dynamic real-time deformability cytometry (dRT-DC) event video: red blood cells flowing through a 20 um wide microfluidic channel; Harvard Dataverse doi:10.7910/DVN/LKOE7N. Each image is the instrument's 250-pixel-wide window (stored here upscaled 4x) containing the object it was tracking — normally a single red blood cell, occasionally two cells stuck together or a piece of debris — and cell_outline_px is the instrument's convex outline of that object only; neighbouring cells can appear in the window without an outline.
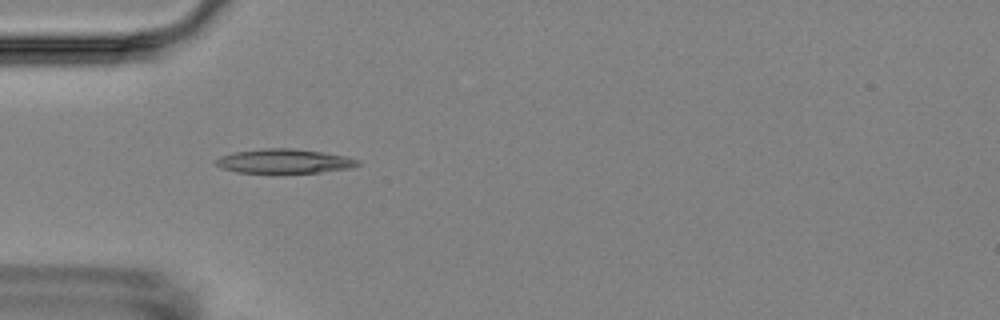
{"species": "Egyptian fruit bat (a non-hibernating species)", "species_latin": "Rousettus aegyptiacus", "temperature_condition": "room temperature", "stored_images_in_passage": 5, "camera_frame_rate_fps": 3000, "um_per_image_px": 0.085, "animal": {"sex": "female"}, "frame": {"image": 1, "passage_image": 4, "time_ms": 3.333, "image_size_px": [1000, 320], "cell_outline_px": [[360, 164], [352, 168], [320, 172], [236, 172], [220, 168], [216, 164], [216, 160], [220, 156], [236, 152], [264, 148], [292, 148], [324, 152], [348, 156], [360, 160]], "centroid_in_image_um": [24.21, 13.69], "position_along_channel_um": 60.8, "area_um2": 20.0}}